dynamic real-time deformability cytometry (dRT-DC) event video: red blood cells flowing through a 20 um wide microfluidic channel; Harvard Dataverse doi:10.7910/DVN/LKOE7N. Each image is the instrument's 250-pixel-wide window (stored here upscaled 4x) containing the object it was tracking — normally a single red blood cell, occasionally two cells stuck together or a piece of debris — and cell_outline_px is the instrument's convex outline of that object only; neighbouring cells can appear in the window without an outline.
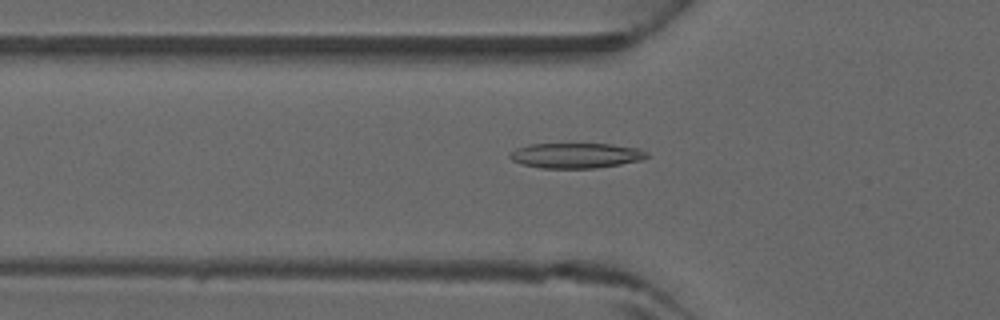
{"species": "common noctule bat (a hibernating species)", "species_latin": "Nyctalus noctula", "temperature_condition": "warm", "stored_images_in_passage": 46, "camera_frame_rate_fps": 3000, "um_per_image_px": 0.085, "animal": {"sex": "male", "forearm_length_mm": 52.5}, "frame": {"image": 1, "passage_image": 16, "time_ms": 5.0, "image_size_px": [1000, 320], "cell_outline_px": [[648, 156], [640, 160], [620, 164], [596, 168], [540, 168], [520, 164], [512, 160], [508, 156], [508, 152], [516, 148], [532, 144], [612, 144], [640, 148], [648, 152]], "centroid_in_image_um": [48.93, 13.22], "position_along_channel_um": 76.9, "area_um2": 20.23}}
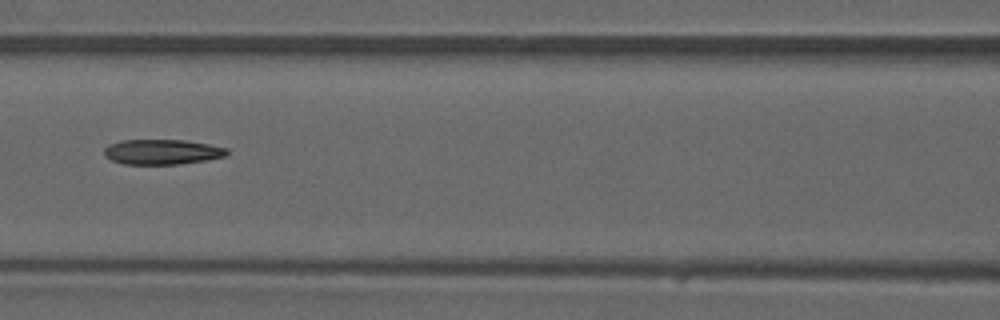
{"frame": {"image": 2, "passage_image": 21, "time_ms": 6.667, "image_size_px": [1000, 320], "cell_outline_px": [[228, 152], [224, 156], [208, 160], [180, 164], [124, 164], [112, 160], [104, 156], [104, 148], [108, 144], [120, 140], [184, 140], [208, 144], [228, 148]], "centroid_in_image_um": [13.76, 12.91], "position_along_channel_um": 152.8, "area_um2": 18.03}}
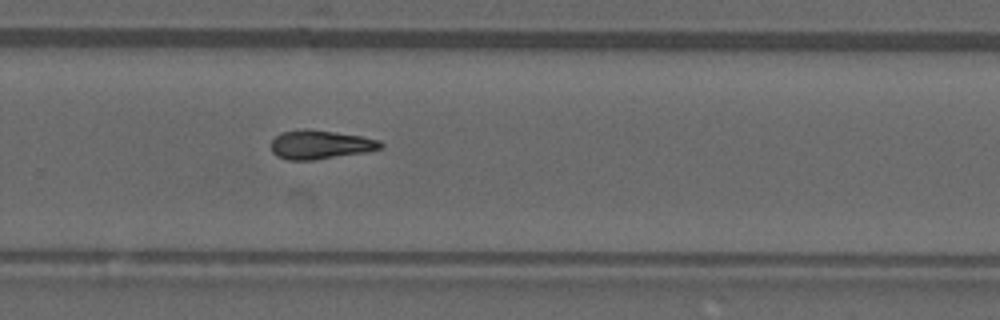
{"frame": {"image": 3, "passage_image": 31, "time_ms": 10.0, "image_size_px": [1000, 320], "cell_outline_px": [[384, 144], [380, 148], [364, 152], [312, 160], [288, 160], [276, 156], [272, 152], [272, 140], [280, 132], [304, 128], [308, 128], [360, 136], [380, 140]], "centroid_in_image_um": [27.18, 12.28], "position_along_channel_um": 302.6, "area_um2": 18.32}}